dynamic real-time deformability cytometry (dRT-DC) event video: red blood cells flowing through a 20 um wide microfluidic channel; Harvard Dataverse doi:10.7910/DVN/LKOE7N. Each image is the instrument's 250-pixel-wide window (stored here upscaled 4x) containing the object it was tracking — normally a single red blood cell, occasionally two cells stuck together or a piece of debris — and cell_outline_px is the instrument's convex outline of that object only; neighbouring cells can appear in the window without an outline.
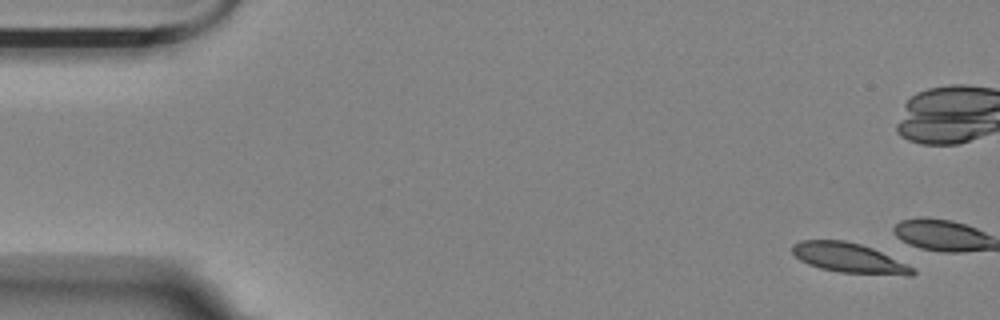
{"species": "Egyptian fruit bat (a non-hibernating species)", "species_latin": "Rousettus aegyptiacus", "temperature_condition": "room temperature", "stored_images_in_passage": 4, "camera_frame_rate_fps": 3000, "um_per_image_px": 0.085, "animal": {"sex": "female"}, "frame": {"image": 1, "passage_image": 1, "time_ms": 0.0, "image_size_px": [1000, 320], "cell_outline_px": [[916, 272], [912, 276], [908, 276], [840, 272], [820, 268], [808, 264], [800, 260], [792, 252], [792, 244], [800, 240], [844, 240], [860, 244], [872, 248], [912, 268]], "centroid_in_image_um": [72.11, 21.92], "position_along_channel_um": 12.9, "area_um2": 20.58}}